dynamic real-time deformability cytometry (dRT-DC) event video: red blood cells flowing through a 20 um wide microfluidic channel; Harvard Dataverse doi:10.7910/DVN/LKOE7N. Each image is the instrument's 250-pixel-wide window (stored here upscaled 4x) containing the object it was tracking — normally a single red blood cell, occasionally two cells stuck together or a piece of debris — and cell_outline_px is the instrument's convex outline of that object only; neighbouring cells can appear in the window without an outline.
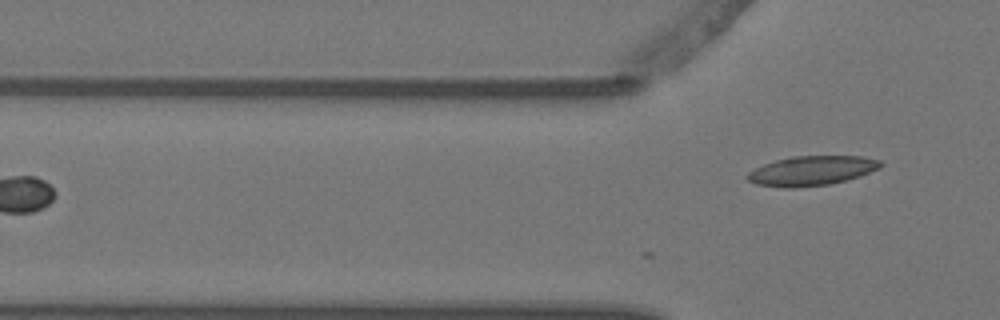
{"species": "Egyptian fruit bat (a non-hibernating species)", "species_latin": "Rousettus aegyptiacus", "temperature_condition": "warm", "stored_images_in_passage": 5, "camera_frame_rate_fps": 3000, "um_per_image_px": 0.085, "animal": {"sex": "female"}, "frame": {"image": 1, "passage_image": 5, "time_ms": 1.333, "image_size_px": [1000, 320], "cell_outline_px": [[884, 164], [880, 168], [860, 176], [828, 184], [796, 188], [780, 188], [756, 184], [748, 180], [744, 176], [748, 172], [764, 164], [776, 160], [792, 156], [860, 156], [880, 160]], "centroid_in_image_um": [68.97, 14.51], "position_along_channel_um": 56.8, "area_um2": 23.0}}